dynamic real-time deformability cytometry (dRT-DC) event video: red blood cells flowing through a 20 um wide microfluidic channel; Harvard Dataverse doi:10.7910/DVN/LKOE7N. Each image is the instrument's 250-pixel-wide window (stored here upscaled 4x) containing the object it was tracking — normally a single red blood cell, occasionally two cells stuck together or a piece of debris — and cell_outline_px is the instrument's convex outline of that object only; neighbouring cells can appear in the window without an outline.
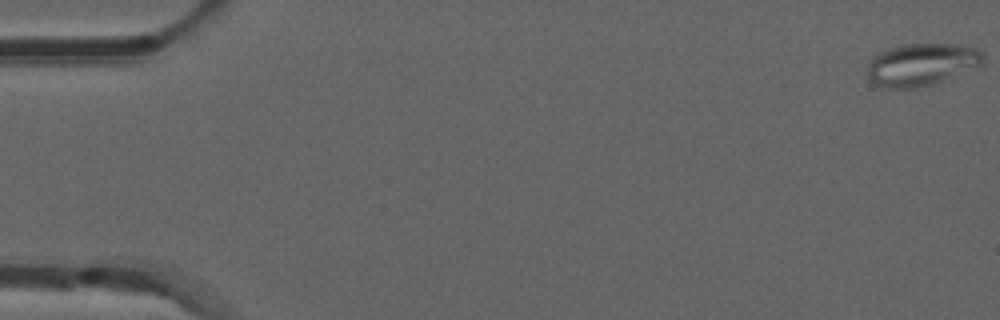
{"species": "common noctule bat (a hibernating species)", "species_latin": "Nyctalus noctula", "temperature_condition": "room temperature", "stored_images_in_passage": 19, "camera_frame_rate_fps": 3000, "um_per_image_px": 0.085, "animal": {"sex": "male", "forearm_length_mm": 52.5}, "frame": {"image": 1, "passage_image": 1, "time_ms": 0.0, "image_size_px": [1000, 320], "cell_outline_px": [[984, 64], [944, 80], [932, 84], [916, 88], [888, 88], [876, 84], [868, 76], [868, 60], [872, 56], [888, 48], [904, 44], [964, 44], [976, 48], [984, 52]], "centroid_in_image_um": [78.36, 5.46], "position_along_channel_um": 6.6, "area_um2": 28.78}}
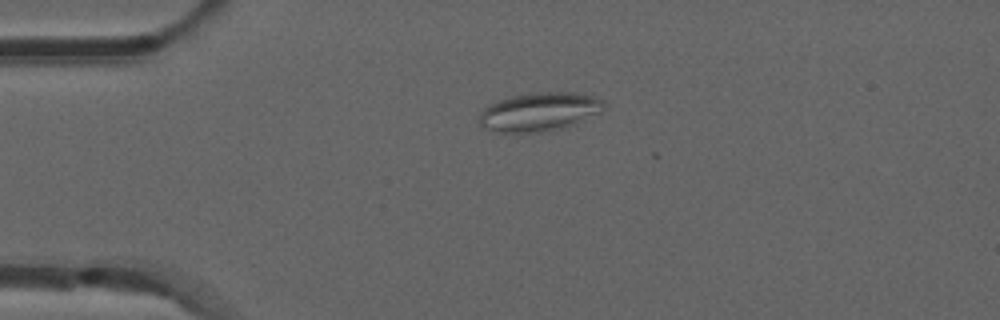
{"frame": {"image": 2, "passage_image": 13, "time_ms": 4.0, "image_size_px": [1000, 320], "cell_outline_px": [[608, 104], [600, 112], [564, 128], [540, 132], [492, 132], [484, 128], [480, 124], [480, 112], [488, 104], [496, 100], [508, 96], [532, 92], [576, 92], [596, 96], [604, 100]], "centroid_in_image_um": [45.84, 9.48], "position_along_channel_um": 39.2, "area_um2": 28.55}}